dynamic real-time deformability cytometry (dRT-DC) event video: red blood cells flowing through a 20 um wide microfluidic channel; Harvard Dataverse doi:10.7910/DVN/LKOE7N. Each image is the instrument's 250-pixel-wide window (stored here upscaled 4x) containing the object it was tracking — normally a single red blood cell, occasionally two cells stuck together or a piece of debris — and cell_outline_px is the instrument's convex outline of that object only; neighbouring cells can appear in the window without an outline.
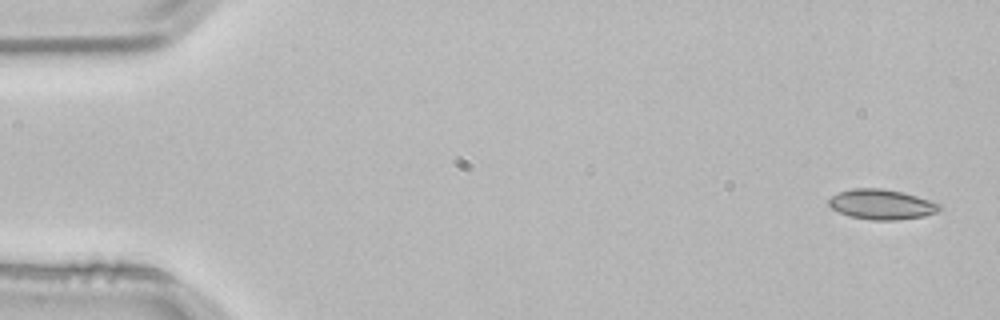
{"species": "common noctule bat (a hibernating species)", "species_latin": "Nyctalus noctula", "temperature_condition": "room temperature", "stored_images_in_passage": 4, "camera_frame_rate_fps": 3000, "um_per_image_px": 0.085, "animal": {"sex": "male", "body_mass_g": 21.5, "forearm_length_mm": 52.0}, "frame": {"image": 1, "passage_image": 1, "time_ms": 0.0, "image_size_px": [1000, 320], "cell_outline_px": [[944, 208], [936, 212], [924, 216], [896, 220], [872, 220], [848, 216], [832, 208], [828, 204], [828, 200], [832, 196], [840, 192], [852, 188], [880, 188], [904, 192], [940, 204]], "centroid_in_image_um": [74.94, 17.37], "position_along_channel_um": 10.1, "area_um2": 19.36}}